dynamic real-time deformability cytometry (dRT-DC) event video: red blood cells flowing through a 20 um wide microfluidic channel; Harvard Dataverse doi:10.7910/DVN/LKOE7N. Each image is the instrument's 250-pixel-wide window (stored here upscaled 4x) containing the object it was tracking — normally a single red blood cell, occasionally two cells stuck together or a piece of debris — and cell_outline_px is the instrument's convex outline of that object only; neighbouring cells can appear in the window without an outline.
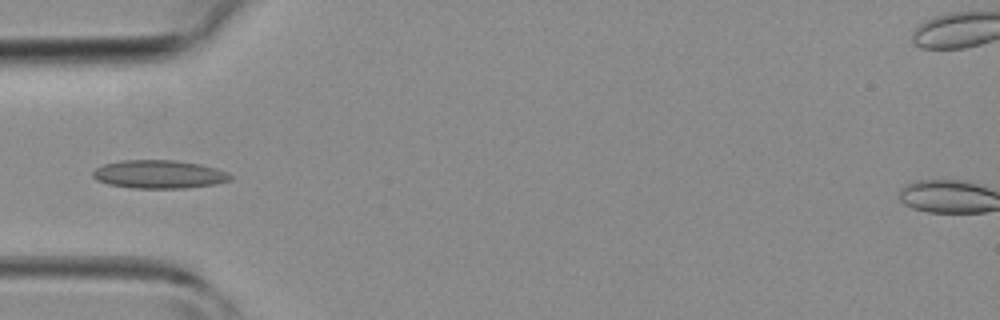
{"species": "common noctule bat (a hibernating species)", "species_latin": "Nyctalus noctula", "temperature_condition": "room temperature", "stored_images_in_passage": 21, "camera_frame_rate_fps": 3000, "um_per_image_px": 0.085, "animal": {"sex": "female", "body_mass_g": 19.3, "forearm_length_mm": 54.1}, "frame": {"image": 1, "passage_image": 2, "time_ms": 0.333, "image_size_px": [1000, 320], "cell_outline_px": [[232, 180], [216, 184], [184, 188], [132, 188], [108, 184], [96, 180], [92, 176], [92, 172], [96, 168], [104, 164], [120, 160], [176, 160], [200, 164], [216, 168], [228, 172], [232, 176]], "centroid_in_image_um": [13.53, 14.81], "position_along_channel_um": 71.5, "area_um2": 22.83}}
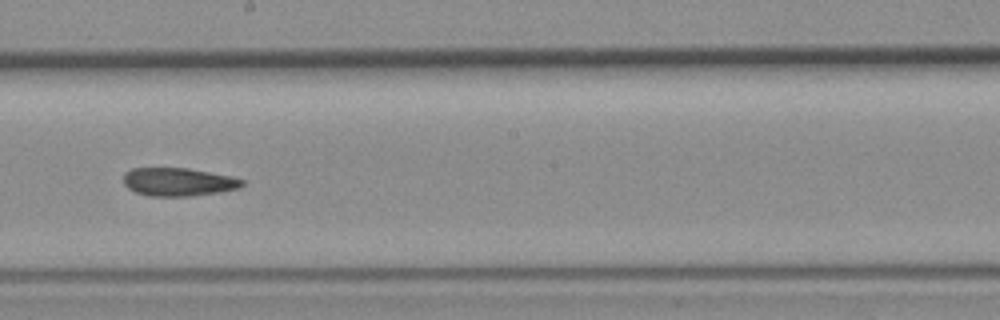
{"frame": {"image": 2, "passage_image": 12, "time_ms": 3.667, "image_size_px": [1000, 320], "cell_outline_px": [[244, 184], [240, 188], [220, 192], [192, 196], [148, 196], [136, 192], [128, 188], [124, 184], [124, 172], [132, 168], [188, 168], [232, 176], [244, 180]], "centroid_in_image_um": [15.17, 15.46], "position_along_channel_um": 233.0, "area_um2": 19.65}}
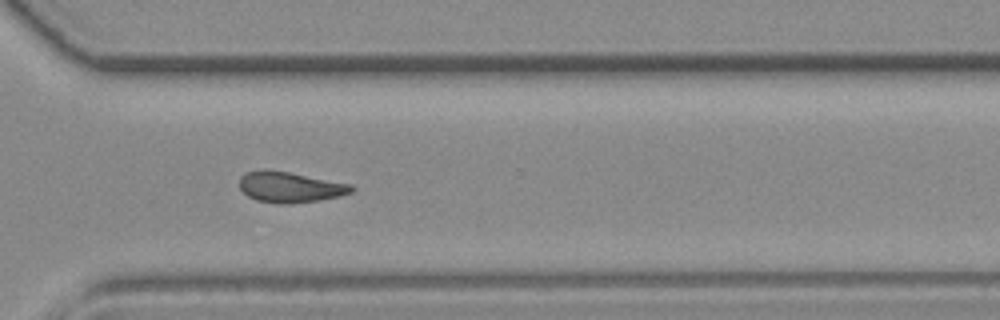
{"frame": {"image": 3, "passage_image": 19, "time_ms": 6.0, "image_size_px": [1000, 320], "cell_outline_px": [[356, 188], [352, 192], [340, 196], [320, 200], [288, 204], [276, 204], [256, 200], [248, 196], [240, 188], [240, 176], [244, 172], [260, 168], [264, 168], [288, 172], [352, 184]], "centroid_in_image_um": [24.63, 15.89], "position_along_channel_um": 346.0, "area_um2": 20.35}}